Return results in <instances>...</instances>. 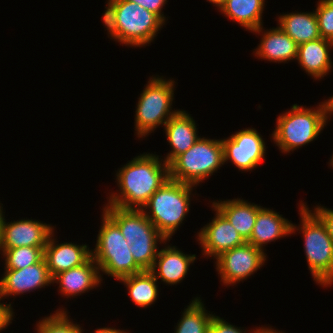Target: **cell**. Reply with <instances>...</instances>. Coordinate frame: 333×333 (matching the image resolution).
Wrapping results in <instances>:
<instances>
[{"mask_svg":"<svg viewBox=\"0 0 333 333\" xmlns=\"http://www.w3.org/2000/svg\"><path fill=\"white\" fill-rule=\"evenodd\" d=\"M115 172L118 190H110L103 205L121 209L141 210L169 179V165L156 152L140 153Z\"/></svg>","mask_w":333,"mask_h":333,"instance_id":"obj_1","label":"cell"},{"mask_svg":"<svg viewBox=\"0 0 333 333\" xmlns=\"http://www.w3.org/2000/svg\"><path fill=\"white\" fill-rule=\"evenodd\" d=\"M102 14L108 38L126 47L144 48L155 42L166 24L154 13L135 2L106 0Z\"/></svg>","mask_w":333,"mask_h":333,"instance_id":"obj_2","label":"cell"},{"mask_svg":"<svg viewBox=\"0 0 333 333\" xmlns=\"http://www.w3.org/2000/svg\"><path fill=\"white\" fill-rule=\"evenodd\" d=\"M327 98L310 108L293 104L277 116L274 131L269 135L282 154L289 155L319 138L332 117L331 101Z\"/></svg>","mask_w":333,"mask_h":333,"instance_id":"obj_3","label":"cell"},{"mask_svg":"<svg viewBox=\"0 0 333 333\" xmlns=\"http://www.w3.org/2000/svg\"><path fill=\"white\" fill-rule=\"evenodd\" d=\"M303 201L297 204L300 222L292 223L291 234H302L310 275L317 285L327 290L333 285V241L325 225Z\"/></svg>","mask_w":333,"mask_h":333,"instance_id":"obj_4","label":"cell"},{"mask_svg":"<svg viewBox=\"0 0 333 333\" xmlns=\"http://www.w3.org/2000/svg\"><path fill=\"white\" fill-rule=\"evenodd\" d=\"M196 189L193 185L169 178L141 210L167 240H172L183 221H187Z\"/></svg>","mask_w":333,"mask_h":333,"instance_id":"obj_5","label":"cell"},{"mask_svg":"<svg viewBox=\"0 0 333 333\" xmlns=\"http://www.w3.org/2000/svg\"><path fill=\"white\" fill-rule=\"evenodd\" d=\"M176 84L178 83L174 78L168 79L165 75L149 76L135 106L133 129L136 138L143 140L154 133L156 128L164 127L166 122L180 110L173 109Z\"/></svg>","mask_w":333,"mask_h":333,"instance_id":"obj_6","label":"cell"},{"mask_svg":"<svg viewBox=\"0 0 333 333\" xmlns=\"http://www.w3.org/2000/svg\"><path fill=\"white\" fill-rule=\"evenodd\" d=\"M101 224L96 237L95 248L91 256L96 261L101 279L103 275L110 276L116 281L143 270L135 263L129 244L121 234L119 227L101 211Z\"/></svg>","mask_w":333,"mask_h":333,"instance_id":"obj_7","label":"cell"},{"mask_svg":"<svg viewBox=\"0 0 333 333\" xmlns=\"http://www.w3.org/2000/svg\"><path fill=\"white\" fill-rule=\"evenodd\" d=\"M224 165L221 139L201 136L186 152L169 164V178L200 186Z\"/></svg>","mask_w":333,"mask_h":333,"instance_id":"obj_8","label":"cell"},{"mask_svg":"<svg viewBox=\"0 0 333 333\" xmlns=\"http://www.w3.org/2000/svg\"><path fill=\"white\" fill-rule=\"evenodd\" d=\"M267 258L266 252L246 242L220 254L214 259V265L221 284L229 288L243 283L261 270Z\"/></svg>","mask_w":333,"mask_h":333,"instance_id":"obj_9","label":"cell"},{"mask_svg":"<svg viewBox=\"0 0 333 333\" xmlns=\"http://www.w3.org/2000/svg\"><path fill=\"white\" fill-rule=\"evenodd\" d=\"M224 165L231 163L242 173L252 172L266 159L265 138L255 128L248 127L221 138Z\"/></svg>","mask_w":333,"mask_h":333,"instance_id":"obj_10","label":"cell"},{"mask_svg":"<svg viewBox=\"0 0 333 333\" xmlns=\"http://www.w3.org/2000/svg\"><path fill=\"white\" fill-rule=\"evenodd\" d=\"M210 207L215 216L194 235L202 256L207 260L246 243L232 224L211 204Z\"/></svg>","mask_w":333,"mask_h":333,"instance_id":"obj_11","label":"cell"},{"mask_svg":"<svg viewBox=\"0 0 333 333\" xmlns=\"http://www.w3.org/2000/svg\"><path fill=\"white\" fill-rule=\"evenodd\" d=\"M1 276L0 298L3 301L9 297H13L15 300L17 296L20 297L52 286V277L44 257L38 263L23 269H4Z\"/></svg>","mask_w":333,"mask_h":333,"instance_id":"obj_12","label":"cell"},{"mask_svg":"<svg viewBox=\"0 0 333 333\" xmlns=\"http://www.w3.org/2000/svg\"><path fill=\"white\" fill-rule=\"evenodd\" d=\"M56 225L47 224L39 219L21 218L8 222L5 218L0 238V253L5 249L22 246L45 247Z\"/></svg>","mask_w":333,"mask_h":333,"instance_id":"obj_13","label":"cell"},{"mask_svg":"<svg viewBox=\"0 0 333 333\" xmlns=\"http://www.w3.org/2000/svg\"><path fill=\"white\" fill-rule=\"evenodd\" d=\"M102 211L119 227L129 245L140 241H166L142 210L104 205Z\"/></svg>","mask_w":333,"mask_h":333,"instance_id":"obj_14","label":"cell"},{"mask_svg":"<svg viewBox=\"0 0 333 333\" xmlns=\"http://www.w3.org/2000/svg\"><path fill=\"white\" fill-rule=\"evenodd\" d=\"M171 240H166L159 248L157 257L155 258L154 265L150 270L155 276L156 280H161L166 286L178 285L188 277L190 273V266H192L196 259V254H187L178 246L168 244Z\"/></svg>","mask_w":333,"mask_h":333,"instance_id":"obj_15","label":"cell"},{"mask_svg":"<svg viewBox=\"0 0 333 333\" xmlns=\"http://www.w3.org/2000/svg\"><path fill=\"white\" fill-rule=\"evenodd\" d=\"M276 27L260 26L251 33L260 35V42L253 50V56L270 63H289L296 61L298 44L286 34L278 24Z\"/></svg>","mask_w":333,"mask_h":333,"instance_id":"obj_16","label":"cell"},{"mask_svg":"<svg viewBox=\"0 0 333 333\" xmlns=\"http://www.w3.org/2000/svg\"><path fill=\"white\" fill-rule=\"evenodd\" d=\"M101 283L100 270L92 256L82 265L60 272L52 278V285H59L58 295L72 300L94 288H101Z\"/></svg>","mask_w":333,"mask_h":333,"instance_id":"obj_17","label":"cell"},{"mask_svg":"<svg viewBox=\"0 0 333 333\" xmlns=\"http://www.w3.org/2000/svg\"><path fill=\"white\" fill-rule=\"evenodd\" d=\"M55 231L50 234L44 248V259L52 278L60 272L82 265L91 257L90 245L64 241L59 243Z\"/></svg>","mask_w":333,"mask_h":333,"instance_id":"obj_18","label":"cell"},{"mask_svg":"<svg viewBox=\"0 0 333 333\" xmlns=\"http://www.w3.org/2000/svg\"><path fill=\"white\" fill-rule=\"evenodd\" d=\"M188 111L179 110L164 125L163 130L170 151L162 159L169 165L177 156L186 152L199 139V126Z\"/></svg>","mask_w":333,"mask_h":333,"instance_id":"obj_19","label":"cell"},{"mask_svg":"<svg viewBox=\"0 0 333 333\" xmlns=\"http://www.w3.org/2000/svg\"><path fill=\"white\" fill-rule=\"evenodd\" d=\"M332 51L333 41L321 37L298 45L296 62L308 76L320 81L333 71Z\"/></svg>","mask_w":333,"mask_h":333,"instance_id":"obj_20","label":"cell"},{"mask_svg":"<svg viewBox=\"0 0 333 333\" xmlns=\"http://www.w3.org/2000/svg\"><path fill=\"white\" fill-rule=\"evenodd\" d=\"M292 221L285 218L273 208L261 207L254 224L252 235L247 243L256 248L267 251L268 243H275L276 240L287 236L291 237Z\"/></svg>","mask_w":333,"mask_h":333,"instance_id":"obj_21","label":"cell"},{"mask_svg":"<svg viewBox=\"0 0 333 333\" xmlns=\"http://www.w3.org/2000/svg\"><path fill=\"white\" fill-rule=\"evenodd\" d=\"M237 230L247 242L252 235L260 204L251 203L241 198L209 201Z\"/></svg>","mask_w":333,"mask_h":333,"instance_id":"obj_22","label":"cell"},{"mask_svg":"<svg viewBox=\"0 0 333 333\" xmlns=\"http://www.w3.org/2000/svg\"><path fill=\"white\" fill-rule=\"evenodd\" d=\"M266 0H225L218 11L228 20L252 32L263 25ZM266 5V6H265Z\"/></svg>","mask_w":333,"mask_h":333,"instance_id":"obj_23","label":"cell"},{"mask_svg":"<svg viewBox=\"0 0 333 333\" xmlns=\"http://www.w3.org/2000/svg\"><path fill=\"white\" fill-rule=\"evenodd\" d=\"M276 18L279 27L298 45L321 38L315 10L283 12Z\"/></svg>","mask_w":333,"mask_h":333,"instance_id":"obj_24","label":"cell"},{"mask_svg":"<svg viewBox=\"0 0 333 333\" xmlns=\"http://www.w3.org/2000/svg\"><path fill=\"white\" fill-rule=\"evenodd\" d=\"M118 281L125 286L130 301L138 308H150L159 299V282L150 270H143Z\"/></svg>","mask_w":333,"mask_h":333,"instance_id":"obj_25","label":"cell"},{"mask_svg":"<svg viewBox=\"0 0 333 333\" xmlns=\"http://www.w3.org/2000/svg\"><path fill=\"white\" fill-rule=\"evenodd\" d=\"M188 304L172 333H209L213 311L206 310L207 307L199 296L193 297Z\"/></svg>","mask_w":333,"mask_h":333,"instance_id":"obj_26","label":"cell"},{"mask_svg":"<svg viewBox=\"0 0 333 333\" xmlns=\"http://www.w3.org/2000/svg\"><path fill=\"white\" fill-rule=\"evenodd\" d=\"M67 308L59 307L53 313L36 321V333H83V326L73 321ZM71 317V318H70Z\"/></svg>","mask_w":333,"mask_h":333,"instance_id":"obj_27","label":"cell"},{"mask_svg":"<svg viewBox=\"0 0 333 333\" xmlns=\"http://www.w3.org/2000/svg\"><path fill=\"white\" fill-rule=\"evenodd\" d=\"M44 248L22 246L3 250L0 257L4 260V269H23L38 263L44 257Z\"/></svg>","mask_w":333,"mask_h":333,"instance_id":"obj_28","label":"cell"},{"mask_svg":"<svg viewBox=\"0 0 333 333\" xmlns=\"http://www.w3.org/2000/svg\"><path fill=\"white\" fill-rule=\"evenodd\" d=\"M165 241H140L129 246L135 263L142 270H151L159 251V245Z\"/></svg>","mask_w":333,"mask_h":333,"instance_id":"obj_29","label":"cell"},{"mask_svg":"<svg viewBox=\"0 0 333 333\" xmlns=\"http://www.w3.org/2000/svg\"><path fill=\"white\" fill-rule=\"evenodd\" d=\"M314 10L320 36L333 41V0H318Z\"/></svg>","mask_w":333,"mask_h":333,"instance_id":"obj_30","label":"cell"},{"mask_svg":"<svg viewBox=\"0 0 333 333\" xmlns=\"http://www.w3.org/2000/svg\"><path fill=\"white\" fill-rule=\"evenodd\" d=\"M262 327L263 325L249 330L246 327L245 329L237 327L214 313L209 325V333H258Z\"/></svg>","mask_w":333,"mask_h":333,"instance_id":"obj_31","label":"cell"},{"mask_svg":"<svg viewBox=\"0 0 333 333\" xmlns=\"http://www.w3.org/2000/svg\"><path fill=\"white\" fill-rule=\"evenodd\" d=\"M131 2H135L136 4L142 6L148 11L156 14L165 24L168 21V16L164 15L165 8H163L166 4L168 5L169 0H127Z\"/></svg>","mask_w":333,"mask_h":333,"instance_id":"obj_32","label":"cell"},{"mask_svg":"<svg viewBox=\"0 0 333 333\" xmlns=\"http://www.w3.org/2000/svg\"><path fill=\"white\" fill-rule=\"evenodd\" d=\"M325 225L328 235L333 241V209L321 204L309 208Z\"/></svg>","mask_w":333,"mask_h":333,"instance_id":"obj_33","label":"cell"},{"mask_svg":"<svg viewBox=\"0 0 333 333\" xmlns=\"http://www.w3.org/2000/svg\"><path fill=\"white\" fill-rule=\"evenodd\" d=\"M2 301V302H1ZM15 309H13L12 302H3V300L0 298V333L4 331L5 329H8L15 319Z\"/></svg>","mask_w":333,"mask_h":333,"instance_id":"obj_34","label":"cell"},{"mask_svg":"<svg viewBox=\"0 0 333 333\" xmlns=\"http://www.w3.org/2000/svg\"><path fill=\"white\" fill-rule=\"evenodd\" d=\"M126 329H116V327L114 328V327H99V328H97V329H95L94 330V332H92V333H130L128 330H126ZM84 333V332H83ZM86 333V332H85Z\"/></svg>","mask_w":333,"mask_h":333,"instance_id":"obj_35","label":"cell"},{"mask_svg":"<svg viewBox=\"0 0 333 333\" xmlns=\"http://www.w3.org/2000/svg\"><path fill=\"white\" fill-rule=\"evenodd\" d=\"M268 326V327H267ZM258 333H285L284 331L282 330H278V329H275L273 328L271 325H264Z\"/></svg>","mask_w":333,"mask_h":333,"instance_id":"obj_36","label":"cell"},{"mask_svg":"<svg viewBox=\"0 0 333 333\" xmlns=\"http://www.w3.org/2000/svg\"><path fill=\"white\" fill-rule=\"evenodd\" d=\"M3 204L1 203L0 201V238H1V235H2V229H3V223H4V220H5V210L3 209Z\"/></svg>","mask_w":333,"mask_h":333,"instance_id":"obj_37","label":"cell"},{"mask_svg":"<svg viewBox=\"0 0 333 333\" xmlns=\"http://www.w3.org/2000/svg\"><path fill=\"white\" fill-rule=\"evenodd\" d=\"M206 1L211 3V5H214L218 10L225 0H206Z\"/></svg>","mask_w":333,"mask_h":333,"instance_id":"obj_38","label":"cell"},{"mask_svg":"<svg viewBox=\"0 0 333 333\" xmlns=\"http://www.w3.org/2000/svg\"><path fill=\"white\" fill-rule=\"evenodd\" d=\"M329 159H330V160H329V162H328V166L330 167V169L332 168V170H333V153H332V156H330Z\"/></svg>","mask_w":333,"mask_h":333,"instance_id":"obj_39","label":"cell"},{"mask_svg":"<svg viewBox=\"0 0 333 333\" xmlns=\"http://www.w3.org/2000/svg\"><path fill=\"white\" fill-rule=\"evenodd\" d=\"M331 101V111H332V116H333V95L329 97Z\"/></svg>","mask_w":333,"mask_h":333,"instance_id":"obj_40","label":"cell"}]
</instances>
